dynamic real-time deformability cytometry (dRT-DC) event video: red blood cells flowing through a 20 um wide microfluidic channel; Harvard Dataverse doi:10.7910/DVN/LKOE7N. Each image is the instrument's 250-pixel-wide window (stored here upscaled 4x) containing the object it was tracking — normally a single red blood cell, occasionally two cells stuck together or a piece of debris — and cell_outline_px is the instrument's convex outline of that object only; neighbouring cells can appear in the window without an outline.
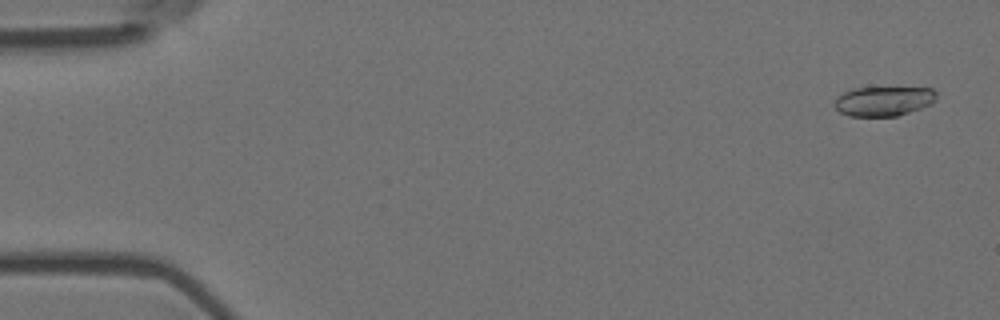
{"species": "Egyptian fruit bat (a non-hibernating species)", "species_latin": "Rousettus aegyptiacus", "temperature_condition": "room temperature", "stored_images_in_passage": 5, "camera_frame_rate_fps": 3000, "um_per_image_px": 0.085, "animal": {"sex": "female"}, "frame": {"image": 1, "passage_image": 1, "time_ms": 0.0, "image_size_px": [1000, 320], "cell_outline_px": [[936, 100], [932, 104], [896, 116], [848, 116], [840, 112], [836, 108], [836, 100], [844, 92], [852, 88], [932, 88], [936, 92]], "centroid_in_image_um": [75.13, 8.6], "position_along_channel_um": 9.9, "area_um2": 17.34}}
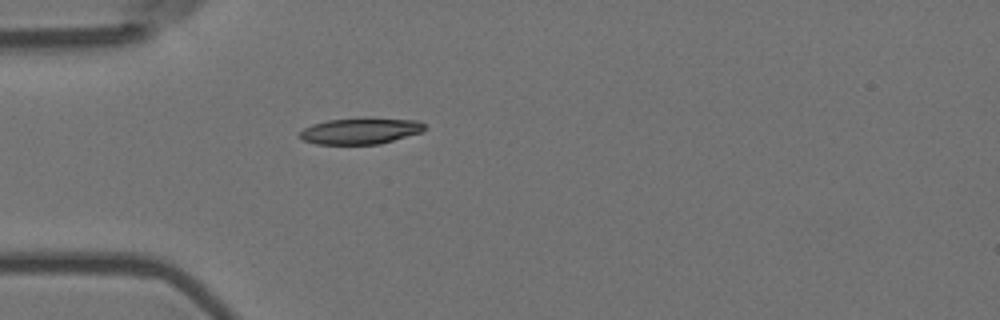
{"frame": {"image": 2, "passage_image": 5, "time_ms": 1.333, "image_size_px": [1000, 320], "cell_outline_px": [[428, 128], [420, 132], [380, 144], [316, 144], [304, 140], [296, 136], [304, 128], [312, 124], [328, 120], [420, 120]], "centroid_in_image_um": [30.59, 11.17], "position_along_channel_um": 54.4, "area_um2": 18.32}}